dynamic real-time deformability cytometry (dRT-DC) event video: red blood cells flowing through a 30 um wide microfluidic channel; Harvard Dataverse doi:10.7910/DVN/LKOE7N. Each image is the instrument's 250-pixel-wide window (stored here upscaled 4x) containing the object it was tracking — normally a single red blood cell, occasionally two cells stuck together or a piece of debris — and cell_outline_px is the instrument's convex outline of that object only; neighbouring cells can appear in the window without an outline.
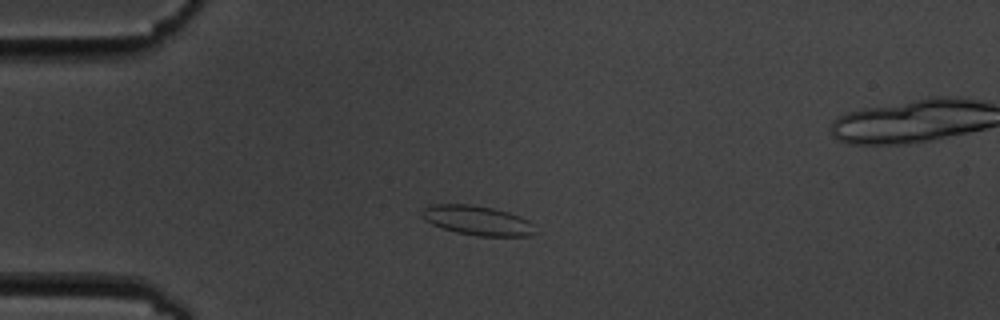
{"species": "common noctule bat (a hibernating species)", "species_latin": "Nyctalus noctula", "temperature_condition": "cold", "stored_images_in_passage": 4, "camera_frame_rate_fps": 3000, "um_per_image_px": 0.085, "animal": {"sex": "male", "body_mass_g": 19.5, "forearm_length_mm": 54.6}, "frame": {"image": 1, "passage_image": 1, "time_ms": 0.0, "image_size_px": [1000, 320], "cell_outline_px": [[540, 232], [532, 236], [476, 236], [456, 232], [440, 228], [424, 220], [420, 212], [428, 204], [468, 204], [492, 208], [508, 212], [520, 216], [528, 220]], "centroid_in_image_um": [40.59, 18.75], "position_along_channel_um": 44.4, "area_um2": 19.83}}
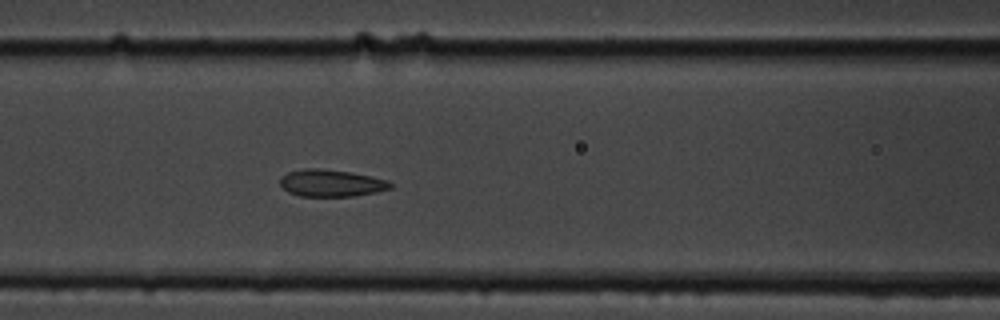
{"frame": {"image": 2, "passage_image": 4, "time_ms": 3.333, "image_size_px": [1000, 320], "cell_outline_px": [[392, 188], [376, 192], [352, 196], [300, 196], [288, 192], [280, 184], [280, 176], [288, 172], [304, 168], [320, 168], [352, 172], [388, 180], [392, 184]], "centroid_in_image_um": [28.14, 15.55], "position_along_channel_um": 138.5, "area_um2": 17.46}}